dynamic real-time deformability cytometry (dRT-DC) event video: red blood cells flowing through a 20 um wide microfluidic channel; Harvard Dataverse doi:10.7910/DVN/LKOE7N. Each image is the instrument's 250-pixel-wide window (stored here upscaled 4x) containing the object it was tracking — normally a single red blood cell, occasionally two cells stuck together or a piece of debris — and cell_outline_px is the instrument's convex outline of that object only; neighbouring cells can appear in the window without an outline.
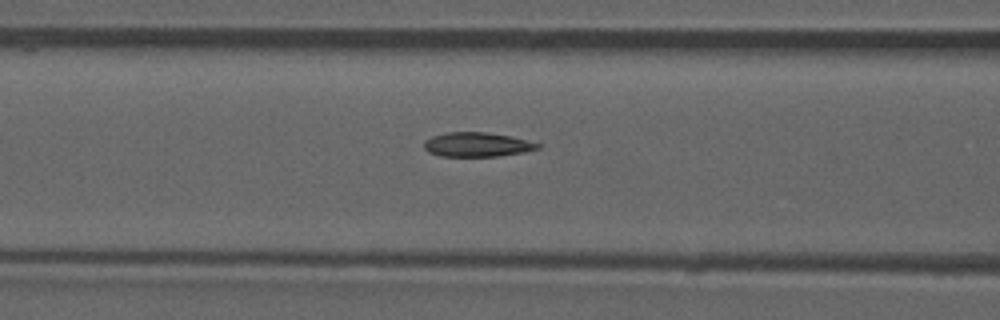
{"species": "common noctule bat (a hibernating species)", "species_latin": "Nyctalus noctula", "temperature_condition": "room temperature", "stored_images_in_passage": 44, "camera_frame_rate_fps": 3000, "um_per_image_px": 0.085, "animal": {"sex": "male", "forearm_length_mm": 52.5}, "frame": {"image": 1, "passage_image": 13, "time_ms": 4.0, "image_size_px": [1000, 320], "cell_outline_px": [[540, 148], [524, 152], [496, 156], [440, 156], [428, 152], [424, 148], [424, 140], [432, 136], [448, 132], [484, 132], [512, 136], [540, 144]], "centroid_in_image_um": [40.52, 12.28], "position_along_channel_um": 126.1, "area_um2": 16.07}, "authors_computed_cell_mechanics": {"area_um2": 16.3285, "velocity_mm_per_s": 3.8728, "shape_relaxation_time_tau1_ms": null, "shape_relaxation_time_tau2_ms": 2.3595, "deformation_change_tau1": null, "deformation_change_tau2": 0.1009}}